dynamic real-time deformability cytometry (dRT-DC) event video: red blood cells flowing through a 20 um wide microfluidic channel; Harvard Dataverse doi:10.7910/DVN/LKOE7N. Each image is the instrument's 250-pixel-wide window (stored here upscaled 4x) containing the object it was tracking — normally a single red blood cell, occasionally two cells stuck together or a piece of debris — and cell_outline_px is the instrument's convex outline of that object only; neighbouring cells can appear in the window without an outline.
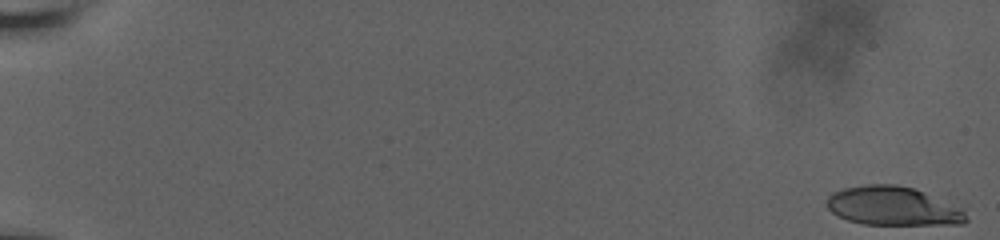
{"species": "human", "species_latin": "Homo sapiens", "temperature_condition": "room temperature", "stored_images_in_passage": 60, "camera_frame_rate_fps": 3000, "um_per_image_px": 0.085, "donor": {"sex": "male"}, "frame": {"image": 1, "passage_image": 1, "time_ms": 0.0, "image_size_px": [1000, 240], "cell_outline_px": [[968, 220], [964, 224], [864, 224], [848, 220], [832, 212], [828, 208], [828, 196], [832, 192], [844, 188], [868, 184], [896, 184], [912, 188], [964, 208]], "centroid_in_image_um": [75.93, 17.52], "position_along_channel_um": 9.1, "area_um2": 31.33}}
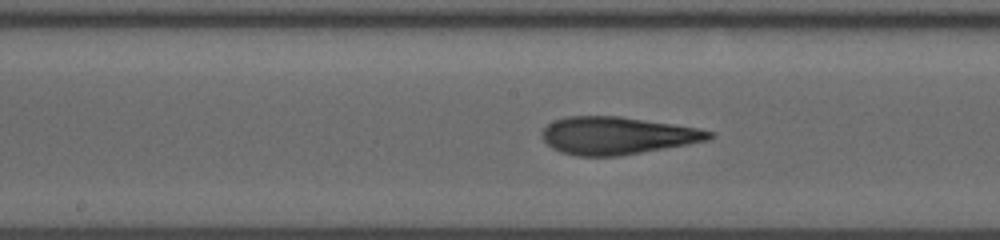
{"frame": {"image": 2, "passage_image": 34, "time_ms": 11.0, "image_size_px": [1000, 240], "cell_outline_px": [[716, 136], [712, 140], [620, 156], [576, 156], [560, 152], [552, 148], [540, 136], [540, 132], [548, 124], [556, 120], [568, 116], [620, 116], [700, 128], [712, 132]], "centroid_in_image_um": [52.48, 11.53], "position_along_channel_um": 195.7, "area_um2": 36.82}}
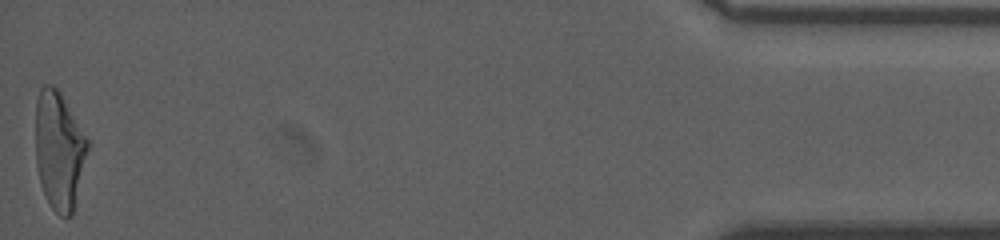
{"frame": {"image": 3, "passage_image": 60, "time_ms": 19.667, "image_size_px": [1000, 240], "cell_outline_px": [[88, 152], [72, 216], [60, 216], [52, 208], [44, 196], [40, 184], [36, 164], [36, 100], [40, 88], [44, 84], [52, 84], [60, 92], [88, 140]], "centroid_in_image_um": [5.01, 12.8], "position_along_channel_um": 430.2, "area_um2": 35.84}, "authors_computed_cell_mechanics": {"area_um2": 35.3158, "velocity_mm_per_s": 3.6734, "shape_relaxation_time_tau1_ms": 9.5185, "shape_relaxation_time_tau2_ms": 1.6792, "deformation_change_tau1": 0.2937, "deformation_change_tau2": 0.1161}}